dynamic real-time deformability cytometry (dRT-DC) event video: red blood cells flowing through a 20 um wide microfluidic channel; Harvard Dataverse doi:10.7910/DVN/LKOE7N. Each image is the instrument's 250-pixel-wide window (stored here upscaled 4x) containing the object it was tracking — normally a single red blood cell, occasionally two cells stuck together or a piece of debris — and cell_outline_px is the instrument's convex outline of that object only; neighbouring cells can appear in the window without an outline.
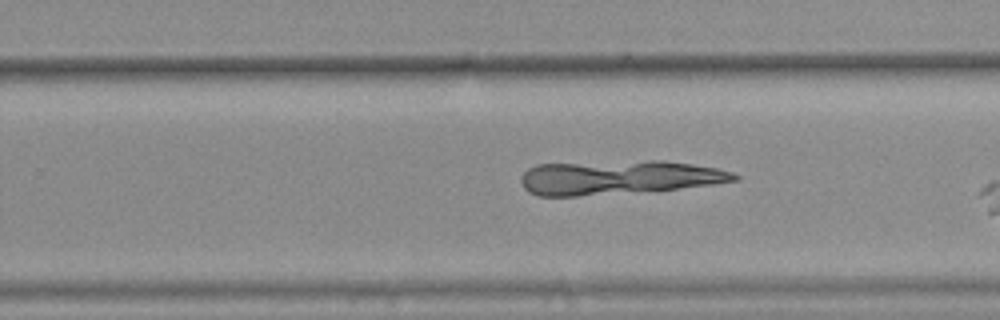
{"species": "common noctule bat (a hibernating species)", "species_latin": "Nyctalus noctula", "temperature_condition": "warm", "stored_images_in_passage": 33, "segment_of_instrument_passage": [2, 2], "camera_frame_rate_fps": 3000, "um_per_image_px": 0.085, "animal": {"sex": "female", "body_mass_g": 25.1}, "frame": {"image": 1, "passage_image": 25, "time_ms": 8.0, "image_size_px": [1000, 320], "cell_outline_px": [[740, 180], [712, 184], [676, 188], [576, 196], [540, 196], [528, 192], [524, 188], [520, 180], [520, 176], [528, 168], [536, 164], [652, 160], [664, 160], [692, 164], [716, 168], [732, 172], [740, 176]], "centroid_in_image_um": [52.54, 15.07], "position_along_channel_um": 277.3, "area_um2": 42.08}}